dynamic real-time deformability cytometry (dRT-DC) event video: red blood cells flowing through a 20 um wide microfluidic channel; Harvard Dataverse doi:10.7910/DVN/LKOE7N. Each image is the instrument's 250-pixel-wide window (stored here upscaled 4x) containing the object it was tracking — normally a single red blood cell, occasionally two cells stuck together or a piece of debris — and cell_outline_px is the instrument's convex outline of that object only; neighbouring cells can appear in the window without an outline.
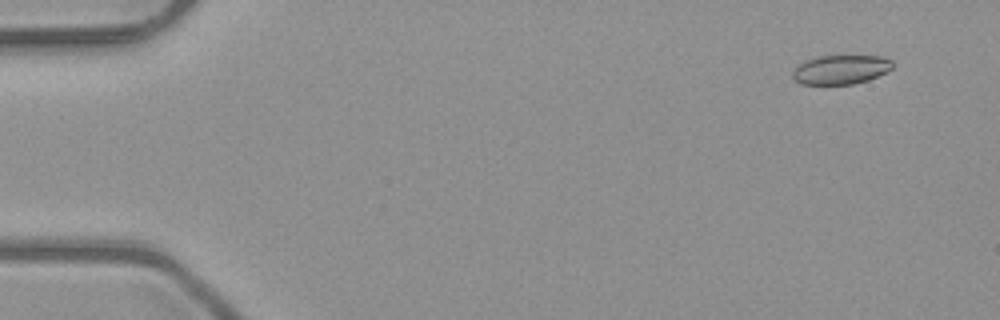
{"species": "common noctule bat (a hibernating species)", "species_latin": "Nyctalus noctula", "temperature_condition": "room temperature", "stored_images_in_passage": 52, "camera_frame_rate_fps": 3000, "um_per_image_px": 0.085, "animal": {"sex": "male", "body_mass_g": 23.1, "forearm_length_mm": 52.7}, "frame": {"image": 1, "passage_image": 4, "time_ms": 1.0, "image_size_px": [1000, 320], "cell_outline_px": [[892, 68], [888, 72], [868, 80], [852, 84], [800, 84], [792, 76], [792, 72], [804, 60], [816, 56], [880, 56], [892, 60]], "centroid_in_image_um": [71.47, 5.91], "position_along_channel_um": 13.5, "area_um2": 16.99}}
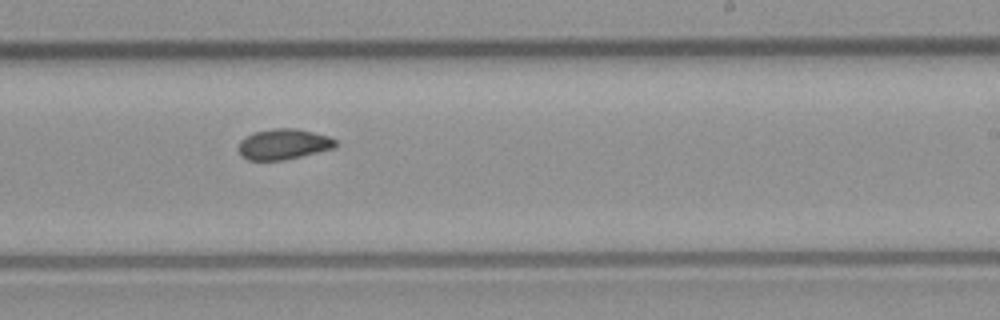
{"frame": {"image": 2, "passage_image": 32, "time_ms": 10.333, "image_size_px": [1000, 320], "cell_outline_px": [[336, 148], [300, 156], [280, 160], [248, 160], [240, 156], [236, 148], [240, 140], [244, 136], [252, 132], [272, 128], [296, 128], [328, 136], [336, 140]], "centroid_in_image_um": [24.03, 12.25], "position_along_channel_um": 265.0, "area_um2": 17.51}}
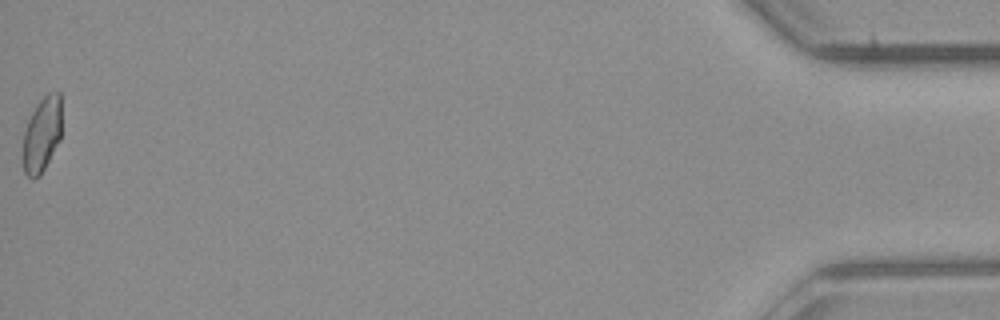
{"frame": {"image": 3, "passage_image": 52, "time_ms": 17.0, "image_size_px": [1000, 320], "cell_outline_px": [[60, 140], [40, 176], [32, 180], [24, 172], [24, 132], [28, 120], [36, 104], [48, 92], [60, 92]], "centroid_in_image_um": [3.57, 11.43], "position_along_channel_um": 431.6, "area_um2": 16.7}, "authors_computed_cell_mechanics": {"area_um2": 17.629, "velocity_mm_per_s": 4.0538, "shape_relaxation_time_tau1_ms": null, "shape_relaxation_time_tau2_ms": 1.851, "deformation_change_tau1": null, "deformation_change_tau2": 0.0512}}